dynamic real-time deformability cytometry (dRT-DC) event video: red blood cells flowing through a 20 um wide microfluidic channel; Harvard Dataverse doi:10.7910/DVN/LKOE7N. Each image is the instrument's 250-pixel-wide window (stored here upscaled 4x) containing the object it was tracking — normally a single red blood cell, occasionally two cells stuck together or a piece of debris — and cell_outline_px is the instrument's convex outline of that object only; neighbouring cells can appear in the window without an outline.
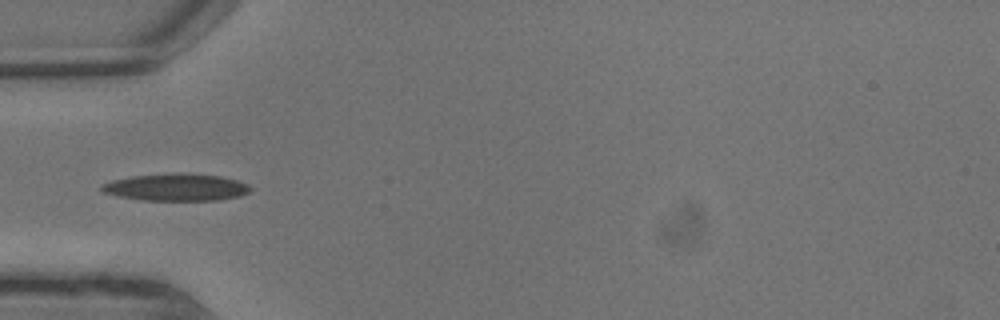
{"species": "common noctule bat (a hibernating species)", "species_latin": "Nyctalus noctula", "temperature_condition": "warm", "stored_images_in_passage": 9, "camera_frame_rate_fps": 3000, "um_per_image_px": 0.085, "animal": {"sex": "male", "body_mass_g": 13.3}, "frame": {"image": 1, "passage_image": 6, "time_ms": 1.667, "image_size_px": [1000, 320], "cell_outline_px": [[252, 188], [248, 192], [240, 196], [216, 200], [144, 200], [120, 196], [104, 192], [100, 188], [100, 184], [112, 180], [132, 176], [220, 176], [236, 180], [248, 184]], "centroid_in_image_um": [14.97, 15.97], "position_along_channel_um": 70.0, "area_um2": 22.2}}
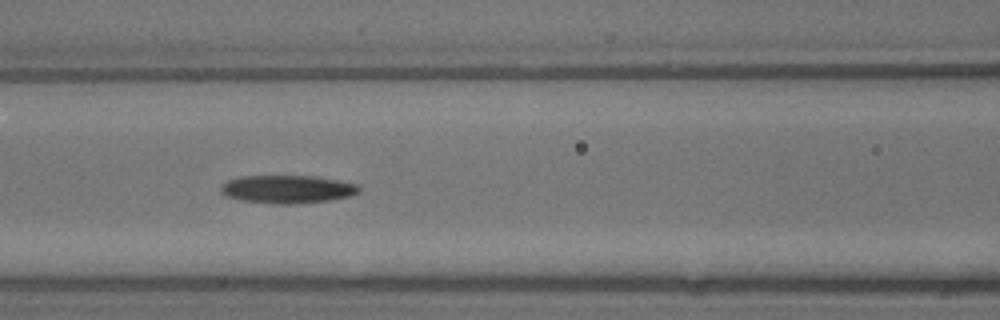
{"frame": {"image": 2, "passage_image": 8, "time_ms": 2.333, "image_size_px": [1000, 320], "cell_outline_px": [[360, 192], [348, 196], [328, 200], [288, 204], [280, 204], [244, 200], [228, 196], [220, 192], [220, 184], [228, 180], [240, 176], [316, 176], [360, 184]], "centroid_in_image_um": [24.44, 16.06], "position_along_channel_um": 142.2, "area_um2": 22.43}}
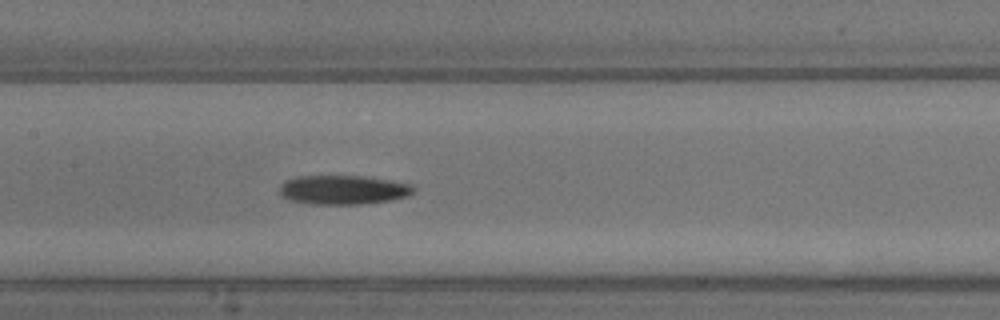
{"frame": {"image": 3, "passage_image": 9, "time_ms": 2.667, "image_size_px": [1000, 320], "cell_outline_px": [[416, 188], [408, 196], [392, 200], [364, 204], [308, 204], [288, 200], [280, 196], [280, 184], [284, 180], [296, 176], [364, 176], [412, 184]], "centroid_in_image_um": [29.13, 16.14], "position_along_channel_um": 178.3, "area_um2": 23.06}}